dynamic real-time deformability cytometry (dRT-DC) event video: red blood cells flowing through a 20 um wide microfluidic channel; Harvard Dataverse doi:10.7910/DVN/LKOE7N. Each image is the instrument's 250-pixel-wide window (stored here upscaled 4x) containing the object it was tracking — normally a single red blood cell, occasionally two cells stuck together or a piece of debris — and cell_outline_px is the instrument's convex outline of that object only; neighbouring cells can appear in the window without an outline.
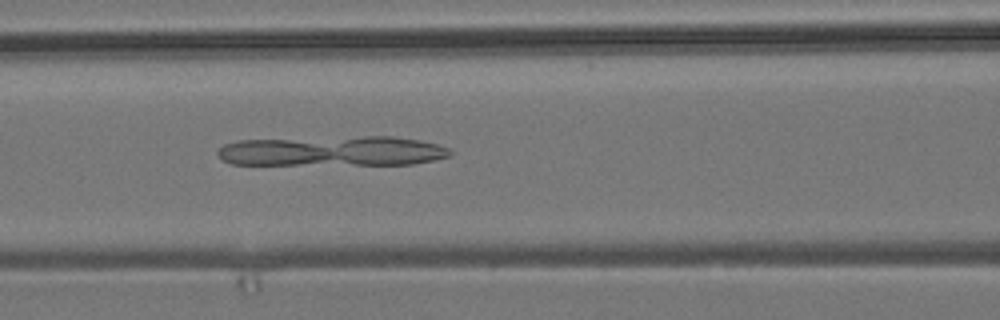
{"species": "common noctule bat (a hibernating species)", "species_latin": "Nyctalus noctula", "temperature_condition": "room temperature", "stored_images_in_passage": 44, "camera_frame_rate_fps": 3000, "um_per_image_px": 0.085, "animal": {"sex": "male", "body_mass_g": 19.2, "forearm_length_mm": 51.8}, "frame": {"image": 1, "passage_image": 14, "time_ms": 4.333, "image_size_px": [1000, 320], "cell_outline_px": [[452, 156], [412, 164], [232, 164], [224, 160], [216, 152], [224, 144], [240, 140], [364, 136], [392, 136], [420, 140], [452, 148]], "centroid_in_image_um": [28.32, 12.83], "position_along_channel_um": 138.3, "area_um2": 40.58}}
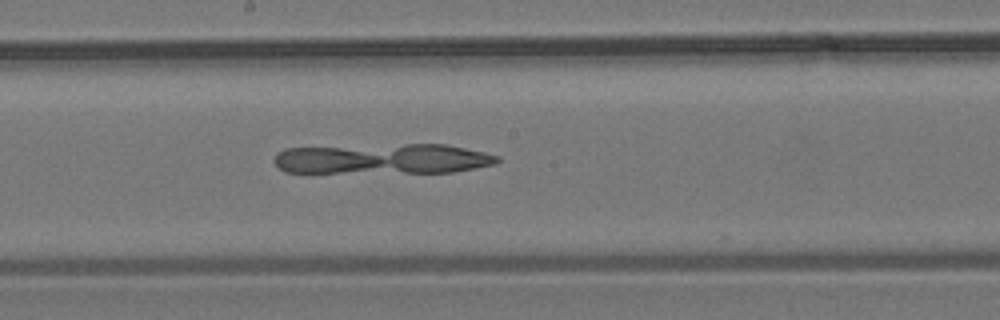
{"frame": {"image": 2, "passage_image": 20, "time_ms": 6.333, "image_size_px": [1000, 320], "cell_outline_px": [[500, 160], [496, 164], [476, 168], [452, 172], [284, 172], [272, 160], [276, 152], [284, 148], [404, 144], [444, 144], [484, 152], [500, 156]], "centroid_in_image_um": [32.53, 13.5], "position_along_channel_um": 215.7, "area_um2": 39.36}}